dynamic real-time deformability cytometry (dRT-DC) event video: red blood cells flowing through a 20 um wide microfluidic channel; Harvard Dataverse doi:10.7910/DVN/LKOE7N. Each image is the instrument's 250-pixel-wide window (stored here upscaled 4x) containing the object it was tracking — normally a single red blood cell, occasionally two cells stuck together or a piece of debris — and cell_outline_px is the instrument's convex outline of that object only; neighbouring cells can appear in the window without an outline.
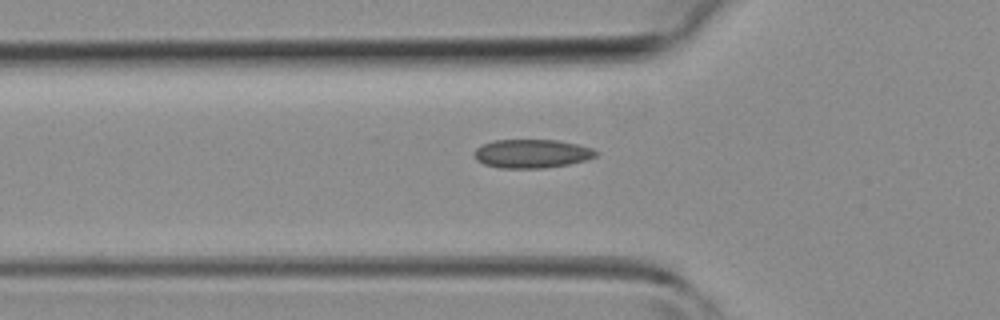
{"species": "common noctule bat (a hibernating species)", "species_latin": "Nyctalus noctula", "temperature_condition": "room temperature", "stored_images_in_passage": 30, "camera_frame_rate_fps": 3000, "um_per_image_px": 0.085, "animal": {"sex": "female", "body_mass_g": 19.3, "forearm_length_mm": 54.1}, "frame": {"image": 1, "passage_image": 2, "time_ms": 0.333, "image_size_px": [1000, 320], "cell_outline_px": [[600, 152], [596, 156], [584, 160], [568, 164], [544, 168], [500, 168], [484, 164], [476, 160], [472, 152], [476, 148], [484, 144], [496, 140], [556, 140], [576, 144], [592, 148]], "centroid_in_image_um": [45.18, 13.06], "position_along_channel_um": 80.6, "area_um2": 20.29}}
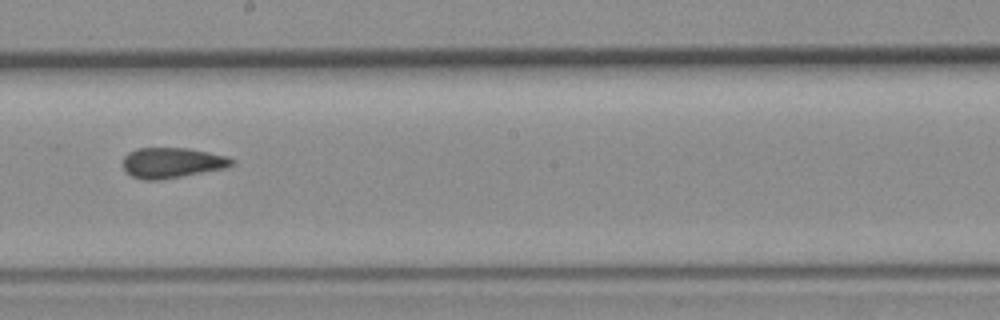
{"frame": {"image": 2, "passage_image": 12, "time_ms": 3.667, "image_size_px": [1000, 320], "cell_outline_px": [[236, 164], [228, 168], [156, 180], [144, 180], [132, 176], [124, 168], [124, 156], [128, 152], [136, 148], [188, 148], [228, 156], [236, 160]], "centroid_in_image_um": [14.68, 13.82], "position_along_channel_um": 233.5, "area_um2": 19.31}}
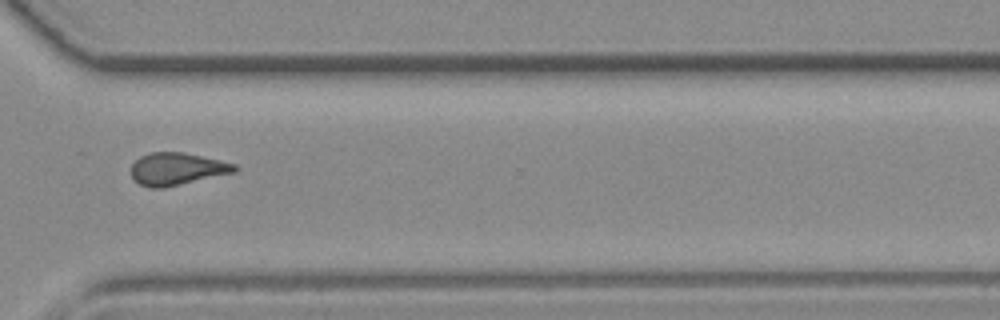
{"frame": {"image": 3, "passage_image": 20, "time_ms": 6.333, "image_size_px": [1000, 320], "cell_outline_px": [[240, 168], [236, 172], [164, 188], [148, 188], [132, 180], [132, 164], [140, 156], [152, 152], [184, 152], [220, 160], [236, 164]], "centroid_in_image_um": [15.05, 14.36], "position_along_channel_um": 355.5, "area_um2": 19.71}}